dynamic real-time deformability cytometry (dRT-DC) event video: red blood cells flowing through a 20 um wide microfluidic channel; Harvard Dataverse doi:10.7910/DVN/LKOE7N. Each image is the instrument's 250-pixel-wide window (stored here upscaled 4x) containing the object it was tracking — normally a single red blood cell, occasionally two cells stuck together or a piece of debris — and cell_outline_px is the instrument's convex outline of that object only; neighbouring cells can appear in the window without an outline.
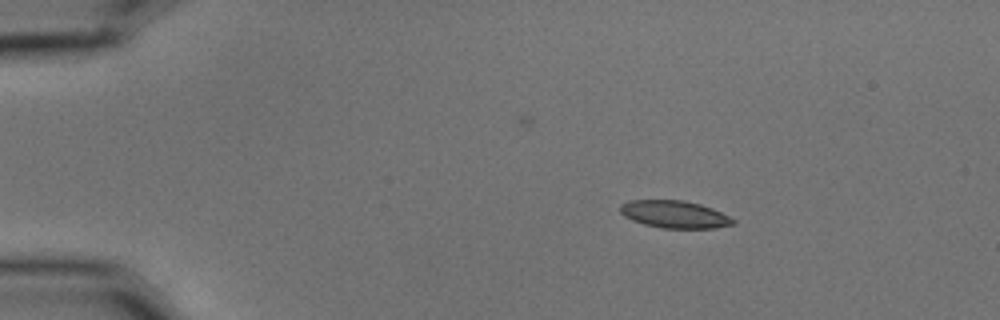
{"species": "common noctule bat (a hibernating species)", "species_latin": "Nyctalus noctula", "temperature_condition": "cold", "stored_images_in_passage": 3, "camera_frame_rate_fps": 3000, "um_per_image_px": 0.085, "animal": {"sex": "male", "body_mass_g": 15.6}, "frame": {"image": 1, "passage_image": 1, "time_ms": 0.0, "image_size_px": [1000, 320], "cell_outline_px": [[736, 224], [716, 228], [664, 228], [644, 224], [632, 220], [624, 216], [620, 212], [620, 204], [628, 200], [684, 200], [700, 204], [712, 208], [736, 220]], "centroid_in_image_um": [57.34, 18.21], "position_along_channel_um": 27.7, "area_um2": 18.09}}